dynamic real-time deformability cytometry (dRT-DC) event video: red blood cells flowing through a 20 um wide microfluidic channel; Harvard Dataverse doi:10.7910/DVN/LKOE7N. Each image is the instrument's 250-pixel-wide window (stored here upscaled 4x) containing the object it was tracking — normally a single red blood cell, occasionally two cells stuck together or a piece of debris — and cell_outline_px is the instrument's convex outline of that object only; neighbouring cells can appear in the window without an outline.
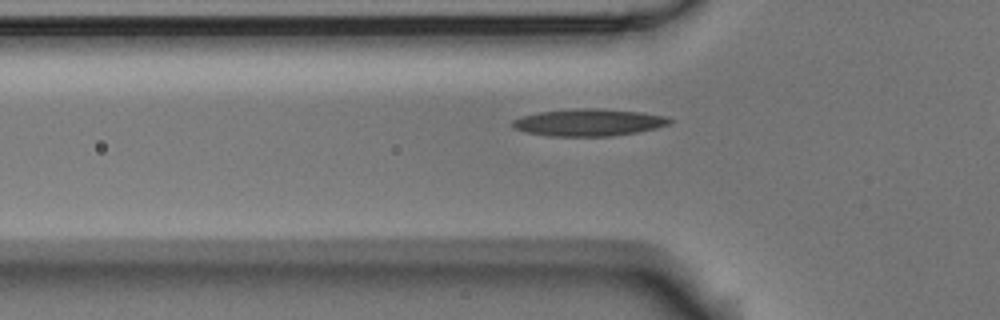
{"species": "Egyptian fruit bat (a non-hibernating species)", "species_latin": "Rousettus aegyptiacus", "temperature_condition": "room temperature", "stored_images_in_passage": 37, "camera_frame_rate_fps": 3000, "um_per_image_px": 0.085, "animal": {"sex": "male"}, "frame": {"image": 1, "passage_image": 9, "time_ms": 2.667, "image_size_px": [1000, 320], "cell_outline_px": [[672, 124], [656, 128], [636, 132], [612, 136], [548, 136], [524, 132], [516, 128], [512, 124], [512, 120], [520, 116], [540, 112], [572, 108], [600, 108], [640, 112], [664, 116], [672, 120]], "centroid_in_image_um": [50.03, 10.4], "position_along_channel_um": 75.8, "area_um2": 24.91}}
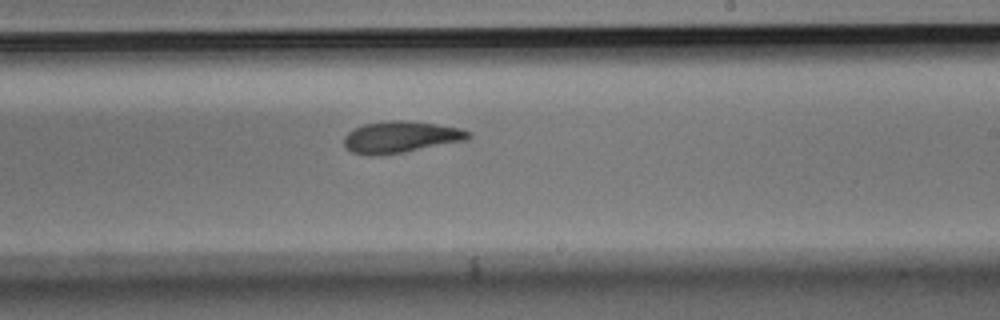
{"frame": {"image": 2, "passage_image": 24, "time_ms": 7.667, "image_size_px": [1000, 320], "cell_outline_px": [[472, 136], [464, 140], [404, 152], [376, 156], [368, 156], [352, 152], [344, 148], [344, 136], [348, 132], [364, 124], [392, 120], [404, 120], [436, 124], [460, 128], [472, 132]], "centroid_in_image_um": [34.02, 11.65], "position_along_channel_um": 255.0, "area_um2": 22.83}}
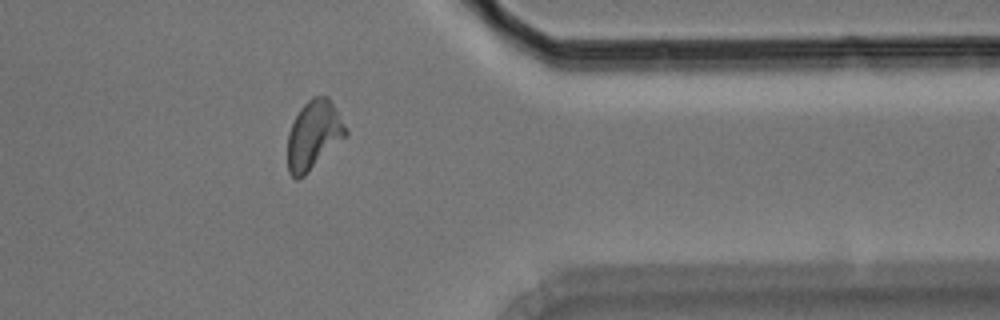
{"frame": {"image": 3, "passage_image": 36, "time_ms": 11.667, "image_size_px": [1000, 320], "cell_outline_px": [[348, 132], [304, 176], [296, 180], [288, 172], [288, 132], [300, 108], [312, 96], [328, 96], [332, 100]], "centroid_in_image_um": [26.63, 11.45], "position_along_channel_um": 384.8, "area_um2": 22.83}}